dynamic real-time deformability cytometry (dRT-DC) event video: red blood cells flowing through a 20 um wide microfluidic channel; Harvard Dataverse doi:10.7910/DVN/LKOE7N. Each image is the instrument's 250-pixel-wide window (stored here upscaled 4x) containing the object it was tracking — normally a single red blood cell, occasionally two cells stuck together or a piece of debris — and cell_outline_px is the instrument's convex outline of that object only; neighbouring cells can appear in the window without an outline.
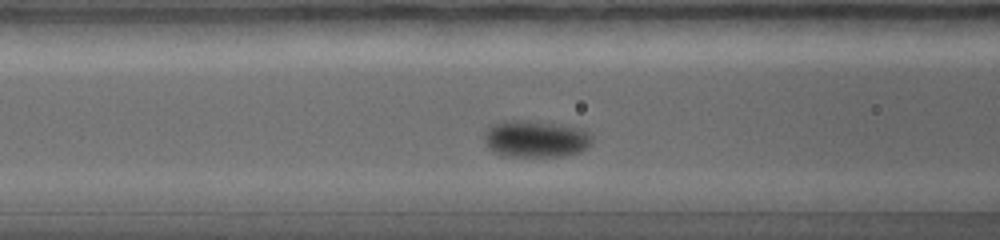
{"species": "common noctule bat (a hibernating species)", "species_latin": "Nyctalus noctula", "temperature_condition": "warm", "stored_images_in_passage": 34, "camera_frame_rate_fps": 5000, "um_per_image_px": 0.085, "animal": {"sex": "female", "body_mass_g": 19.0, "forearm_length_mm": 56.7}, "frame": {"image": 1, "passage_image": 11, "time_ms": 2.0, "image_size_px": [1000, 240], "cell_outline_px": [[592, 140], [580, 152], [560, 156], [504, 156], [488, 148], [484, 140], [484, 132], [492, 124], [504, 120], [528, 120], [560, 124], [580, 128], [588, 132], [592, 136]], "centroid_in_image_um": [45.49, 11.78], "position_along_channel_um": 121.1, "area_um2": 23.18}}
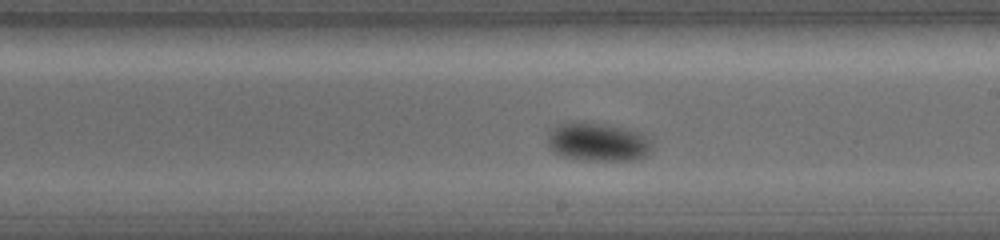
{"frame": {"image": 2, "passage_image": 20, "time_ms": 3.8, "image_size_px": [1000, 240], "cell_outline_px": [[652, 148], [644, 156], [632, 160], [596, 160], [564, 156], [556, 152], [548, 144], [548, 132], [552, 128], [560, 124], [572, 120], [588, 120], [628, 128], [644, 132]], "centroid_in_image_um": [50.82, 12.0], "position_along_channel_um": 238.2, "area_um2": 23.64}}
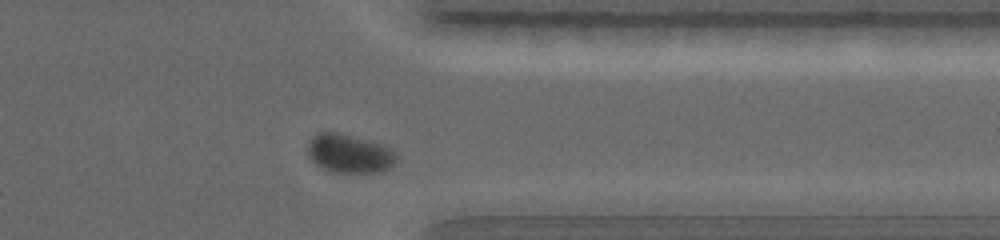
{"frame": {"image": 3, "passage_image": 31, "time_ms": 6.0, "image_size_px": [1000, 240], "cell_outline_px": [[396, 160], [388, 168], [380, 172], [332, 172], [316, 164], [308, 156], [308, 144], [320, 132], [340, 132], [368, 140], [380, 144], [388, 148], [396, 156]], "centroid_in_image_um": [29.67, 13.05], "position_along_channel_um": 381.7, "area_um2": 19.54}}